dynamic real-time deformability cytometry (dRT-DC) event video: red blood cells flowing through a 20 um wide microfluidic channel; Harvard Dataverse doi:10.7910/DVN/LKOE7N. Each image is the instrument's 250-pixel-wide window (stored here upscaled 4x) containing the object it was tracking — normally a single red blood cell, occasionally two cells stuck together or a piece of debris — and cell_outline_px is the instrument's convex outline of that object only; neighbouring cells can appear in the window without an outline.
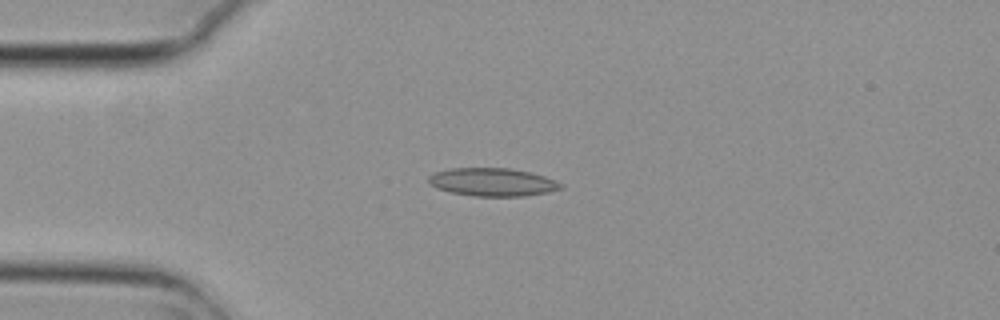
{"species": "common noctule bat (a hibernating species)", "species_latin": "Nyctalus noctula", "temperature_condition": "cold", "stored_images_in_passage": 3, "camera_frame_rate_fps": 3000, "um_per_image_px": 0.085, "animal": {"sex": "female", "body_mass_g": 29.2, "forearm_length_mm": 56.3}, "frame": {"image": 1, "passage_image": 1, "time_ms": 0.0, "image_size_px": [1000, 320], "cell_outline_px": [[564, 188], [548, 192], [524, 196], [472, 196], [448, 192], [436, 188], [428, 184], [428, 176], [432, 172], [448, 168], [508, 168], [528, 172], [544, 176], [564, 184]], "centroid_in_image_um": [41.81, 15.48], "position_along_channel_um": 43.2, "area_um2": 21.91}}
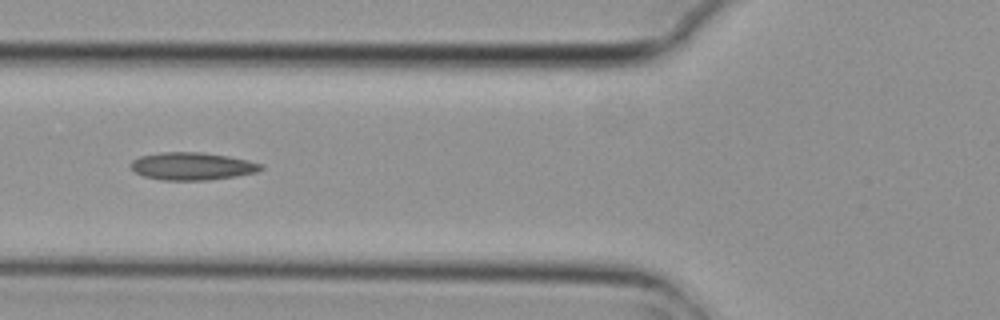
{"frame": {"image": 2, "passage_image": 3, "time_ms": 0.667, "image_size_px": [1000, 320], "cell_outline_px": [[264, 168], [256, 172], [236, 176], [208, 180], [160, 180], [144, 176], [136, 172], [128, 164], [132, 160], [140, 156], [160, 152], [200, 152], [228, 156], [248, 160], [264, 164]], "centroid_in_image_um": [16.33, 14.12], "position_along_channel_um": 109.5, "area_um2": 21.04}}